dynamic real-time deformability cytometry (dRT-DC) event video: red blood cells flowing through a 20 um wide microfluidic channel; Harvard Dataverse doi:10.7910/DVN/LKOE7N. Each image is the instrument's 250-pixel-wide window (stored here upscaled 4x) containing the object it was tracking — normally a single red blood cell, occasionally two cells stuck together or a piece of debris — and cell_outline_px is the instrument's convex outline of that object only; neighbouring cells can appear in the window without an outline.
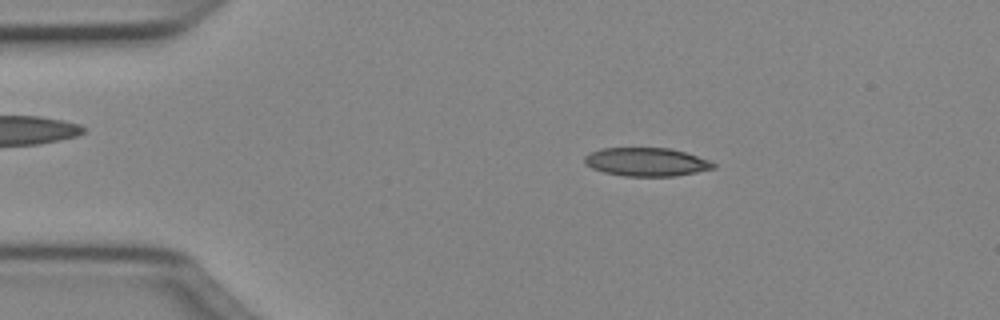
{"species": "Egyptian fruit bat (a non-hibernating species)", "species_latin": "Rousettus aegyptiacus", "temperature_condition": "cold", "stored_images_in_passage": 48, "camera_frame_rate_fps": 3000, "um_per_image_px": 0.085, "animal": {"sex": "female"}, "frame": {"image": 1, "passage_image": 8, "time_ms": 2.333, "image_size_px": [1000, 320], "cell_outline_px": [[716, 168], [676, 176], [624, 176], [604, 172], [592, 168], [584, 164], [584, 156], [600, 148], [668, 148], [684, 152], [712, 160], [716, 164]], "centroid_in_image_um": [54.96, 13.77], "position_along_channel_um": 30.0, "area_um2": 21.44}}
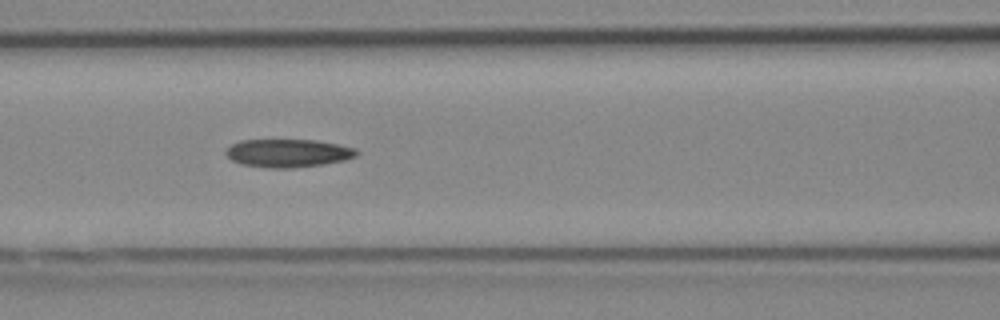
{"frame": {"image": 2, "passage_image": 20, "time_ms": 6.333, "image_size_px": [1000, 320], "cell_outline_px": [[360, 152], [356, 156], [344, 160], [324, 164], [292, 168], [268, 168], [240, 164], [232, 160], [224, 152], [232, 144], [240, 140], [316, 140], [356, 148]], "centroid_in_image_um": [24.49, 13.02], "position_along_channel_um": 142.1, "area_um2": 21.44}}
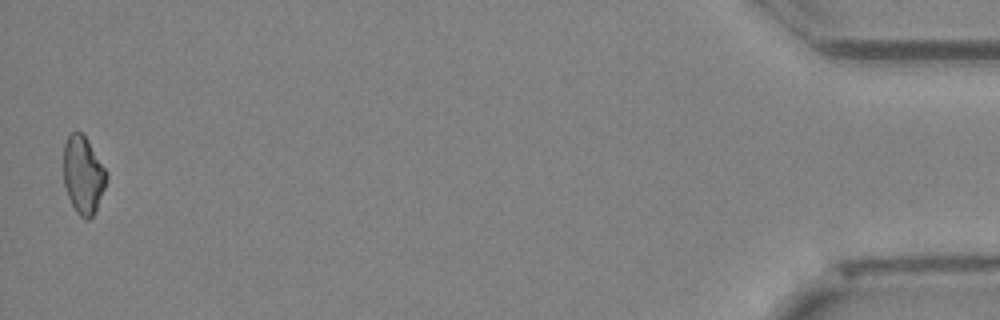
{"frame": {"image": 3, "passage_image": 48, "time_ms": 15.667, "image_size_px": [1000, 320], "cell_outline_px": [[108, 176], [96, 212], [88, 220], [84, 220], [76, 212], [68, 196], [64, 184], [64, 144], [68, 136], [72, 132], [80, 132], [88, 140], [108, 172]], "centroid_in_image_um": [7.08, 14.89], "position_along_channel_um": 428.1, "area_um2": 19.48}}